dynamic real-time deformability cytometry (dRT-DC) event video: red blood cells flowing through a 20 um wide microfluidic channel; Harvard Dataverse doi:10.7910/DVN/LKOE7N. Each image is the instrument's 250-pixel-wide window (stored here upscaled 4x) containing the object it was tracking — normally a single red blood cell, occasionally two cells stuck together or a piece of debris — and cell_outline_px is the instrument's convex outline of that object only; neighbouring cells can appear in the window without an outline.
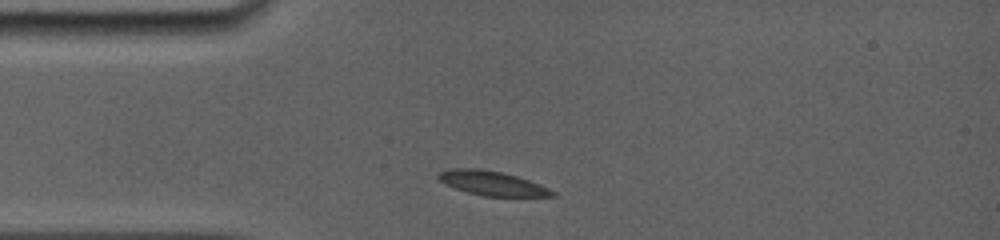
{"species": "common noctule bat (a hibernating species)", "species_latin": "Nyctalus noctula", "temperature_condition": "room temperature", "stored_images_in_passage": 24, "camera_frame_rate_fps": 5000, "um_per_image_px": 0.085, "animal": {"sex": "female", "body_mass_g": 19.0, "forearm_length_mm": 56.7}, "frame": {"image": 1, "passage_image": 1, "time_ms": 0.0, "image_size_px": [1000, 240], "cell_outline_px": [[556, 196], [484, 196], [468, 192], [444, 184], [436, 176], [440, 172], [452, 168], [480, 168], [504, 172], [540, 184], [556, 192]], "centroid_in_image_um": [41.82, 15.56], "position_along_channel_um": 43.2, "area_um2": 16.13}}
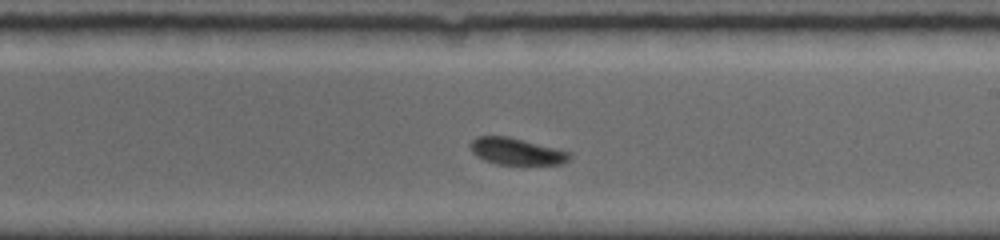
{"frame": {"image": 2, "passage_image": 11, "time_ms": 5.6, "image_size_px": [1000, 240], "cell_outline_px": [[572, 156], [568, 160], [560, 164], [496, 164], [484, 160], [476, 156], [472, 152], [468, 144], [476, 136], [508, 136], [572, 152]], "centroid_in_image_um": [43.87, 12.86], "position_along_channel_um": 245.1, "area_um2": 15.55}}
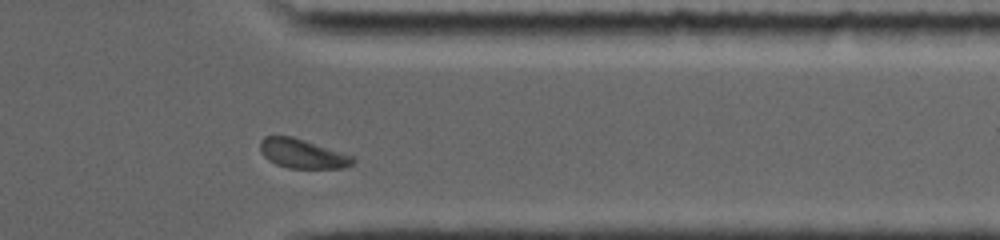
{"frame": {"image": 3, "passage_image": 21, "time_ms": 9.2, "image_size_px": [1000, 240], "cell_outline_px": [[356, 160], [352, 164], [344, 168], [288, 168], [276, 164], [268, 160], [260, 152], [260, 140], [264, 136], [292, 136], [352, 156]], "centroid_in_image_um": [25.66, 13.07], "position_along_channel_um": 385.7, "area_um2": 15.66}, "authors_computed_cell_mechanics": {"area_um2": 16.0973, "velocity_mm_per_s": 3.8719, "shape_relaxation_time_tau1_ms": 4.1015, "shape_relaxation_time_tau2_ms": 2.7677, "deformation_change_tau1": 0.0938, "deformation_change_tau2": 0.0365}}